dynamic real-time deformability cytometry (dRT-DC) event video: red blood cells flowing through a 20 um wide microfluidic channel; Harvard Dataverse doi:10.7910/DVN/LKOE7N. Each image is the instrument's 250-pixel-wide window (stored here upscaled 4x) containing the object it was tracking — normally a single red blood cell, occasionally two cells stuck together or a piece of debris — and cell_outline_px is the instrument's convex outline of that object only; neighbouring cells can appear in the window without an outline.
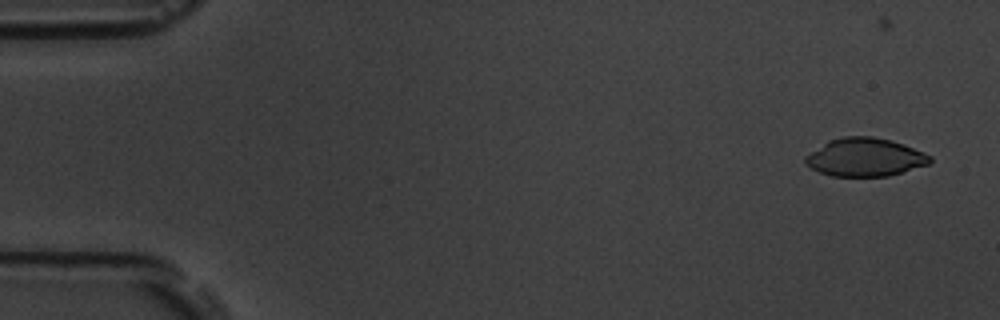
{"species": "common noctule bat (a hibernating species)", "species_latin": "Nyctalus noctula", "temperature_condition": "room temperature", "stored_images_in_passage": 50, "camera_frame_rate_fps": 3000, "um_per_image_px": 0.085, "animal": {"sex": "male", "body_mass_g": 19.5, "forearm_length_mm": 54.6}, "frame": {"image": 1, "passage_image": 3, "time_ms": 0.667, "image_size_px": [1000, 320], "cell_outline_px": [[932, 160], [928, 164], [888, 176], [832, 176], [820, 172], [804, 164], [804, 156], [828, 140], [844, 136], [872, 136], [892, 140], [904, 144], [924, 152], [932, 156]], "centroid_in_image_um": [73.51, 13.35], "position_along_channel_um": 11.5, "area_um2": 27.86}}